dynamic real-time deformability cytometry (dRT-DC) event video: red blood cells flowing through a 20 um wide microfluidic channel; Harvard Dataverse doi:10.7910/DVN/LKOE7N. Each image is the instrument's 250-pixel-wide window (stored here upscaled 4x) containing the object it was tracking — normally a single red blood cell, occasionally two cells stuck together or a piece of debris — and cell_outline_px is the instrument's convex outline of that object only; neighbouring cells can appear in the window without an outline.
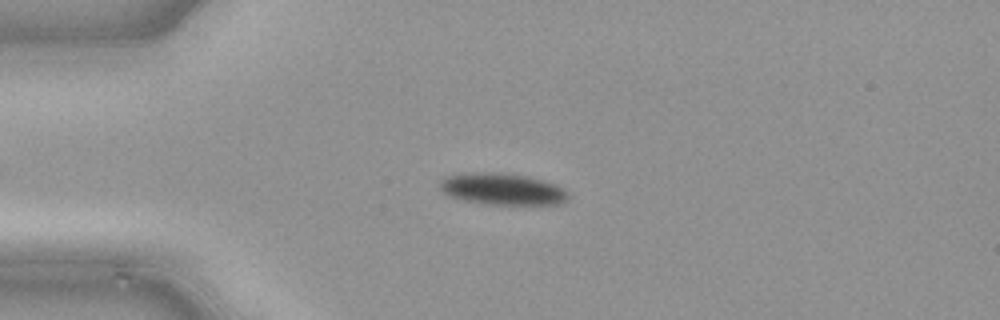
{"species": "common noctule bat (a hibernating species)", "species_latin": "Nyctalus noctula", "temperature_condition": "cold", "stored_images_in_passage": 48, "camera_frame_rate_fps": 3000, "um_per_image_px": 0.085, "animal": {"sex": "male", "body_mass_g": 21.5, "forearm_length_mm": 52.0}, "frame": {"image": 1, "passage_image": 12, "time_ms": 3.667, "image_size_px": [1000, 320], "cell_outline_px": [[556, 196], [544, 200], [508, 200], [476, 196], [456, 192], [452, 188], [452, 184], [456, 180], [520, 180], [536, 184], [548, 188], [556, 192]], "centroid_in_image_um": [42.82, 16.12], "position_along_channel_um": 42.2, "area_um2": 11.85}}
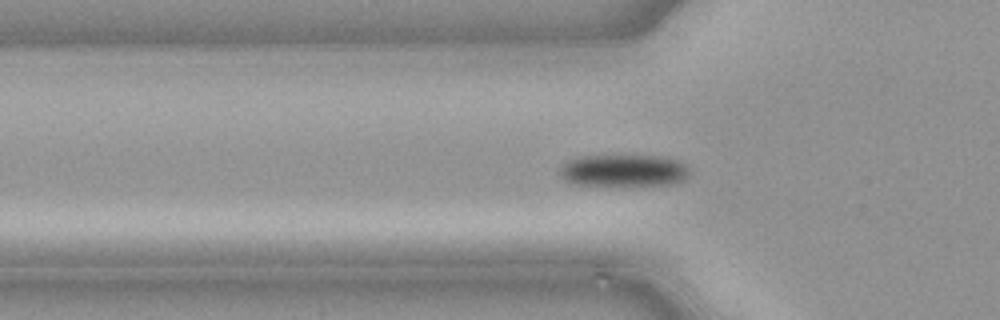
{"frame": {"image": 2, "passage_image": 16, "time_ms": 5.0, "image_size_px": [1000, 320], "cell_outline_px": [[672, 172], [668, 176], [580, 176], [572, 172], [572, 168], [576, 164], [604, 160], [636, 160], [668, 164], [672, 168]], "centroid_in_image_um": [52.88, 14.33], "position_along_channel_um": 72.9, "area_um2": 10.17}}
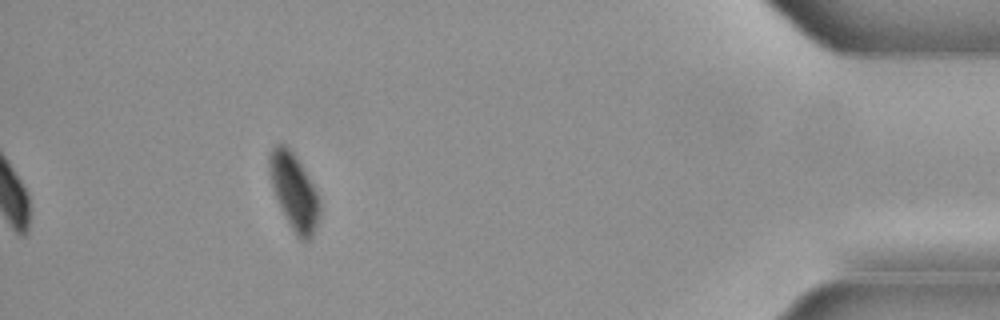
{"frame": {"image": 3, "passage_image": 44, "time_ms": 14.333, "image_size_px": [1000, 320], "cell_outline_px": [[312, 216], [308, 228], [304, 232], [300, 232], [280, 192], [276, 180], [276, 152], [280, 148], [296, 164], [312, 192]], "centroid_in_image_um": [25.0, 16.19], "position_along_channel_um": 410.2, "area_um2": 12.83}}